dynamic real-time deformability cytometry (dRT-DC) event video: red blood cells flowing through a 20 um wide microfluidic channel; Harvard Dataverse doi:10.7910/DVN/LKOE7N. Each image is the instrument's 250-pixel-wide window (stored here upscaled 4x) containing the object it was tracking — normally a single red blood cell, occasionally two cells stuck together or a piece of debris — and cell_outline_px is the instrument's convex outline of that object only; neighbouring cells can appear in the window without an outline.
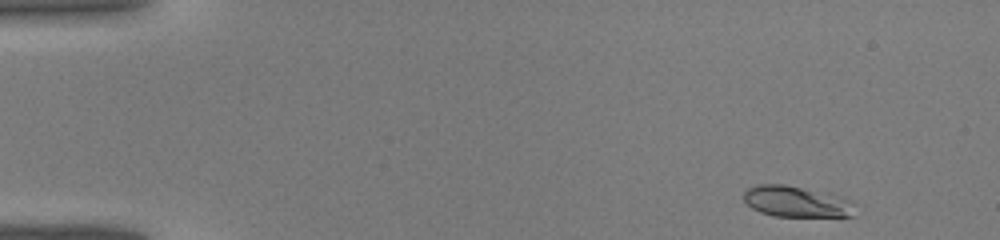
{"species": "common noctule bat (a hibernating species)", "species_latin": "Nyctalus noctula", "temperature_condition": "warm", "stored_images_in_passage": 40, "camera_frame_rate_fps": 3000, "um_per_image_px": 0.085, "animal": {"sex": "male", "body_mass_g": 19.0, "forearm_length_mm": 50.8}, "frame": {"image": 1, "passage_image": 1, "time_ms": 0.0, "image_size_px": [1000, 240], "cell_outline_px": [[856, 216], [776, 216], [760, 212], [752, 208], [744, 200], [744, 192], [748, 188], [756, 184], [784, 184], [852, 200]], "centroid_in_image_um": [67.66, 17.15], "position_along_channel_um": 17.3, "area_um2": 19.71}}
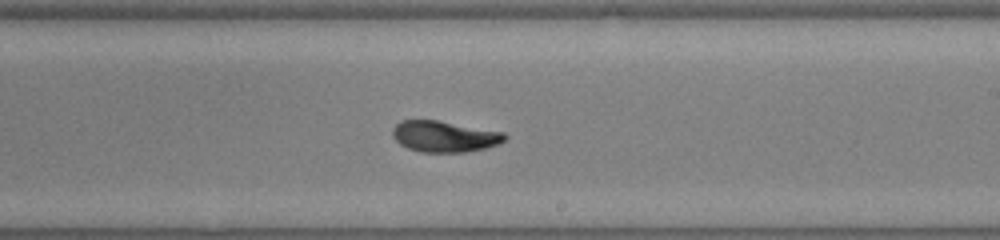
{"frame": {"image": 2, "passage_image": 23, "time_ms": 7.333, "image_size_px": [1000, 240], "cell_outline_px": [[508, 136], [500, 144], [484, 148], [464, 152], [420, 152], [408, 148], [400, 144], [392, 136], [392, 128], [400, 120], [436, 120], [504, 132]], "centroid_in_image_um": [37.76, 11.59], "position_along_channel_um": 251.2, "area_um2": 20.35}}
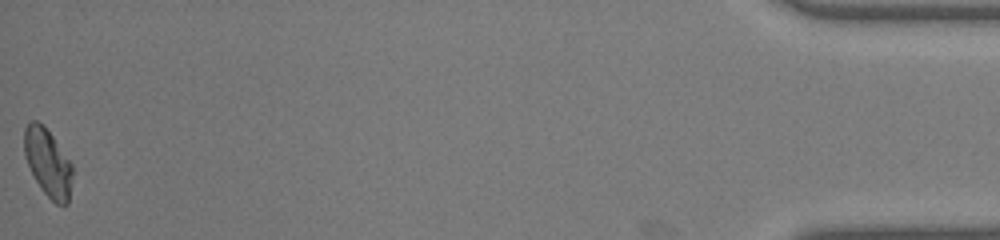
{"frame": {"image": 3, "passage_image": 40, "time_ms": 13.0, "image_size_px": [1000, 240], "cell_outline_px": [[72, 176], [68, 204], [56, 204], [44, 192], [36, 180], [24, 156], [24, 128], [32, 120], [36, 120], [44, 124], [72, 164]], "centroid_in_image_um": [4.06, 13.8], "position_along_channel_um": 431.1, "area_um2": 18.84}}